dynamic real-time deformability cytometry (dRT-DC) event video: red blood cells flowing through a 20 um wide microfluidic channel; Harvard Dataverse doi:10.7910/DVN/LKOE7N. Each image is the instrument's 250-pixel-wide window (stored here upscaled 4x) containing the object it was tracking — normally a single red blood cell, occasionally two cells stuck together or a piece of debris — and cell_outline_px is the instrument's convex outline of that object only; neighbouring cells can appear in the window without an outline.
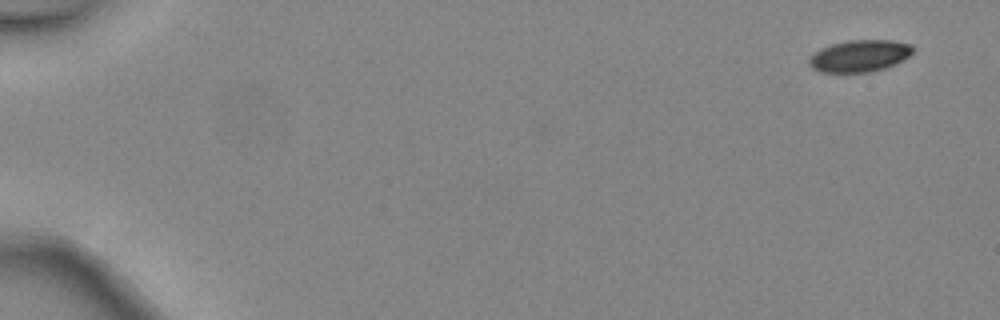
{"species": "common noctule bat (a hibernating species)", "species_latin": "Nyctalus noctula", "temperature_condition": "warm", "stored_images_in_passage": 6, "camera_frame_rate_fps": 3000, "um_per_image_px": 0.085, "animal": {"sex": "female", "body_mass_g": 24.6, "forearm_length_mm": 56.2}, "frame": {"image": 1, "passage_image": 1, "time_ms": 0.0, "image_size_px": [1000, 320], "cell_outline_px": [[912, 52], [908, 56], [884, 68], [872, 72], [820, 72], [812, 68], [808, 64], [808, 60], [820, 48], [832, 44], [848, 40], [892, 40], [912, 44]], "centroid_in_image_um": [73.03, 4.74], "position_along_channel_um": 12.0, "area_um2": 19.07}}
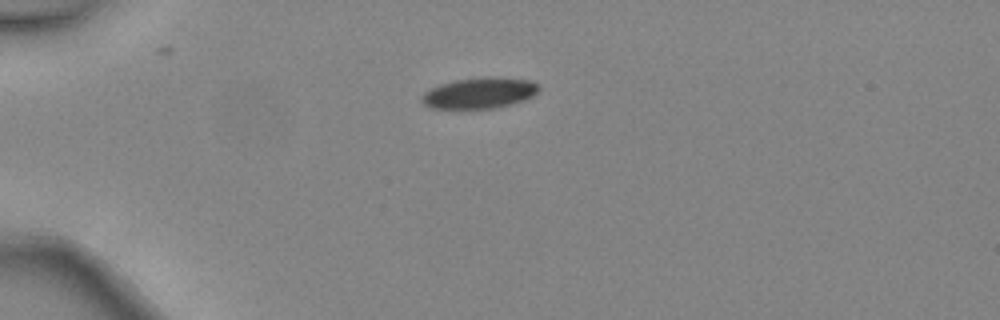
{"frame": {"image": 2, "passage_image": 4, "time_ms": 1.0, "image_size_px": [1000, 320], "cell_outline_px": [[540, 88], [532, 96], [524, 100], [492, 108], [432, 108], [424, 104], [420, 100], [420, 96], [424, 92], [440, 84], [456, 80], [484, 76], [488, 76], [528, 80], [536, 84]], "centroid_in_image_um": [40.71, 7.89], "position_along_channel_um": 44.3, "area_um2": 20.81}}
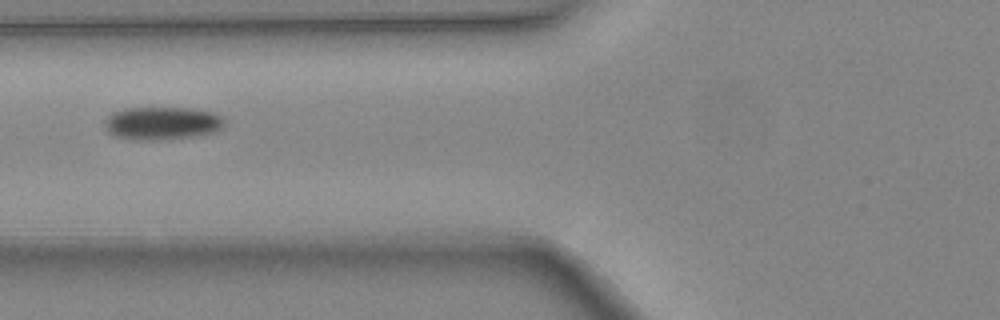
{"frame": {"image": 3, "passage_image": 6, "time_ms": 1.667, "image_size_px": [1000, 320], "cell_outline_px": [[224, 124], [220, 128], [212, 132], [192, 136], [160, 140], [136, 140], [116, 136], [108, 132], [104, 128], [104, 120], [108, 116], [124, 108], [192, 108], [216, 112], [224, 120]], "centroid_in_image_um": [13.76, 10.47], "position_along_channel_um": 112.0, "area_um2": 22.95}}